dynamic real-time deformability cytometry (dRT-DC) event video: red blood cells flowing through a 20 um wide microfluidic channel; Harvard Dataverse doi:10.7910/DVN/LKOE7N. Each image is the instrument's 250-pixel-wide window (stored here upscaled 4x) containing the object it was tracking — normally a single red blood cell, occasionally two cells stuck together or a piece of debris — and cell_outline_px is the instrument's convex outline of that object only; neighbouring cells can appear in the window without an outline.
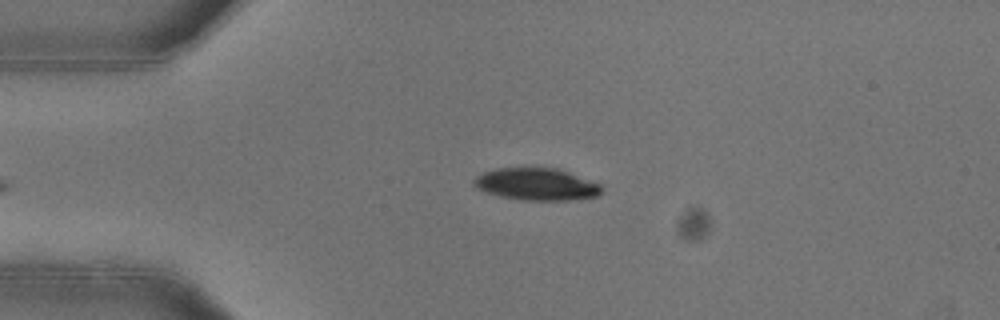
{"species": "common noctule bat (a hibernating species)", "species_latin": "Nyctalus noctula", "temperature_condition": "warm", "stored_images_in_passage": 41, "camera_frame_rate_fps": 3000, "um_per_image_px": 0.085, "animal": {"sex": "female"}, "frame": {"image": 1, "passage_image": 7, "time_ms": 2.0, "image_size_px": [1000, 320], "cell_outline_px": [[604, 188], [596, 196], [568, 200], [520, 200], [500, 196], [476, 188], [472, 184], [472, 180], [476, 176], [484, 172], [496, 168], [560, 168], [600, 184]], "centroid_in_image_um": [45.59, 15.65], "position_along_channel_um": 39.4, "area_um2": 23.93}, "authors_computed_cell_mechanics": {"area_um2": 28.033, "velocity_mm_per_s": 3.9655, "shape_relaxation_time_tau1_ms": 4.575, "shape_relaxation_time_tau2_ms": 2.3481, "deformation_change_tau1": 0.1756, "deformation_change_tau2": 0.0434}}